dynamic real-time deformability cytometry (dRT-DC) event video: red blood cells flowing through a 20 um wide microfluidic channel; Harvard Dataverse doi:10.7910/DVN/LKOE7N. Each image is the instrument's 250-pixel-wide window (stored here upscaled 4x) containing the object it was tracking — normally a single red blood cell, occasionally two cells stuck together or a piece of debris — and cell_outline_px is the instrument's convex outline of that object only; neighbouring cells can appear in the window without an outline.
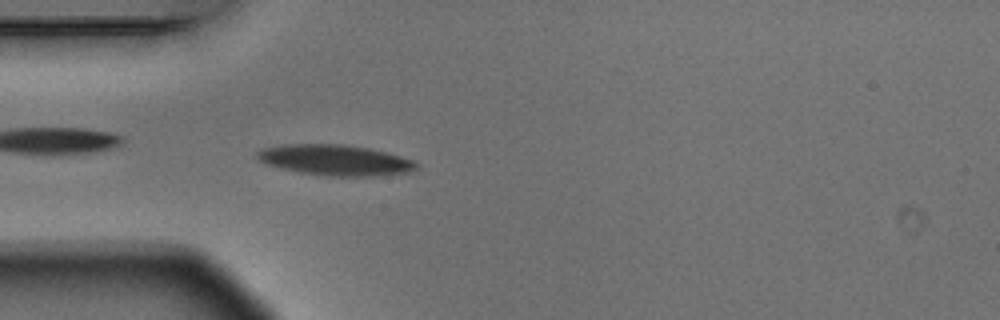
{"species": "Egyptian fruit bat (a non-hibernating species)", "species_latin": "Rousettus aegyptiacus", "temperature_condition": "warm", "stored_images_in_passage": 4, "camera_frame_rate_fps": 3000, "um_per_image_px": 0.085, "animal": {"sex": "male"}, "frame": {"image": 1, "passage_image": 4, "time_ms": 1.0, "image_size_px": [1000, 320], "cell_outline_px": [[420, 164], [412, 172], [372, 176], [328, 176], [300, 172], [268, 164], [260, 160], [256, 156], [256, 152], [264, 148], [284, 144], [344, 144], [368, 148], [400, 156], [412, 160]], "centroid_in_image_um": [28.52, 13.6], "position_along_channel_um": 56.5, "area_um2": 28.21}}